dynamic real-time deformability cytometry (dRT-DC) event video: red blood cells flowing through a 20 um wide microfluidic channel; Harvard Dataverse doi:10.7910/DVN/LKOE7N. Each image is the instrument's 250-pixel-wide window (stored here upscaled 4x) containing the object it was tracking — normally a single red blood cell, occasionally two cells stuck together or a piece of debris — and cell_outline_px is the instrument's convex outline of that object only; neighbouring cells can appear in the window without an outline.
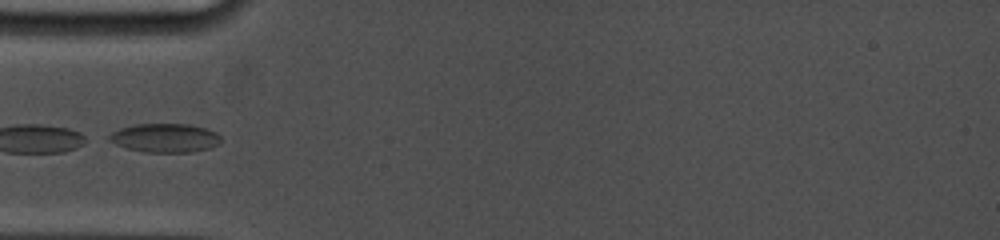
{"species": "common noctule bat (a hibernating species)", "species_latin": "Nyctalus noctula", "temperature_condition": "cold", "stored_images_in_passage": 11, "camera_frame_rate_fps": 5000, "um_per_image_px": 0.085, "animal": {"sex": "female", "body_mass_g": 19.0, "forearm_length_mm": 53.3}, "frame": {"image": 1, "passage_image": 1, "time_ms": 0.0, "image_size_px": [1000, 240], "cell_outline_px": [[220, 144], [212, 148], [192, 152], [144, 152], [128, 148], [116, 144], [108, 140], [108, 136], [112, 132], [120, 128], [136, 124], [188, 124], [204, 128], [216, 132], [220, 136]], "centroid_in_image_um": [14.04, 11.73], "position_along_channel_um": 71.0, "area_um2": 18.79}}